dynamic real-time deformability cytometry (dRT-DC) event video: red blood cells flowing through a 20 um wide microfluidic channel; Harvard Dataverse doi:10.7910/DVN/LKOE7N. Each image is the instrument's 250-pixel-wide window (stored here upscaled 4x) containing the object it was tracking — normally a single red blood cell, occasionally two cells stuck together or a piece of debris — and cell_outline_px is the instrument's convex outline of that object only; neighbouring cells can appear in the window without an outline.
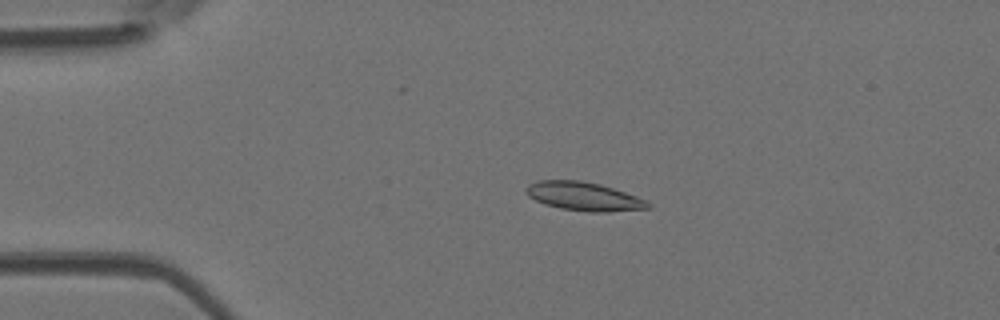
{"species": "Egyptian fruit bat (a non-hibernating species)", "species_latin": "Rousettus aegyptiacus", "temperature_condition": "room temperature", "stored_images_in_passage": 48, "camera_frame_rate_fps": 3000, "um_per_image_px": 0.085, "animal": {"sex": "female"}, "frame": {"image": 1, "passage_image": 11, "time_ms": 3.333, "image_size_px": [1000, 320], "cell_outline_px": [[652, 208], [608, 212], [588, 212], [560, 208], [544, 204], [528, 196], [524, 192], [524, 188], [528, 184], [536, 180], [580, 180], [600, 184], [648, 200], [652, 204]], "centroid_in_image_um": [49.62, 16.69], "position_along_channel_um": 35.4, "area_um2": 20.58}}
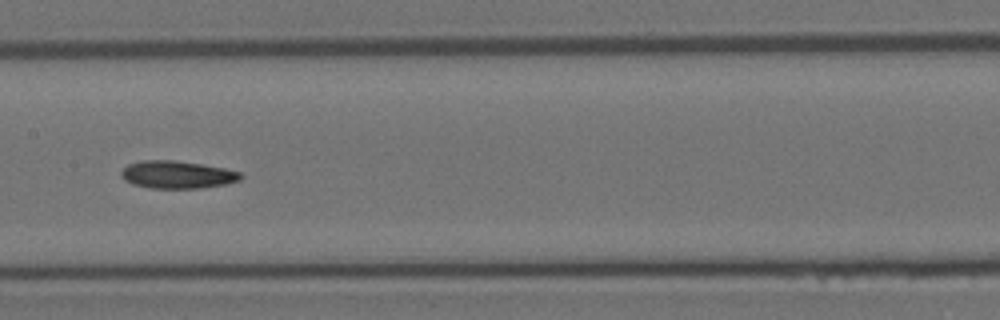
{"frame": {"image": 2, "passage_image": 26, "time_ms": 8.333, "image_size_px": [1000, 320], "cell_outline_px": [[244, 176], [240, 180], [224, 184], [200, 188], [152, 188], [132, 184], [124, 180], [120, 176], [120, 172], [128, 164], [140, 160], [176, 160], [224, 168], [240, 172]], "centroid_in_image_um": [15.03, 14.84], "position_along_channel_um": 192.4, "area_um2": 19.25}}
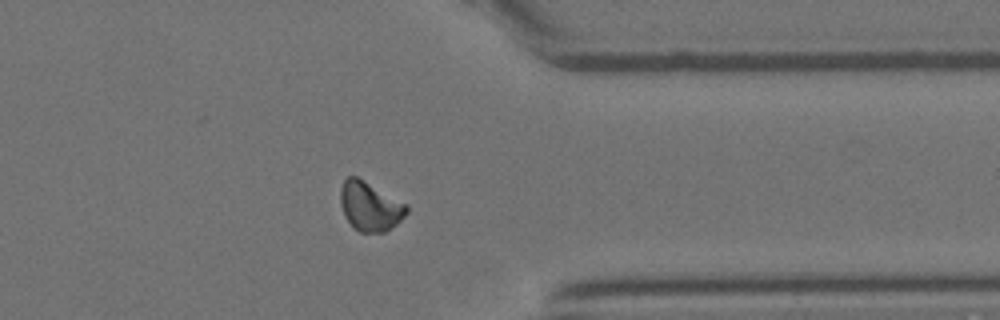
{"frame": {"image": 3, "passage_image": 41, "time_ms": 13.333, "image_size_px": [1000, 320], "cell_outline_px": [[408, 212], [396, 224], [384, 232], [360, 232], [344, 216], [340, 204], [340, 188], [344, 180], [348, 176], [356, 176], [408, 204]], "centroid_in_image_um": [31.44, 17.52], "position_along_channel_um": 380.0, "area_um2": 18.84}}